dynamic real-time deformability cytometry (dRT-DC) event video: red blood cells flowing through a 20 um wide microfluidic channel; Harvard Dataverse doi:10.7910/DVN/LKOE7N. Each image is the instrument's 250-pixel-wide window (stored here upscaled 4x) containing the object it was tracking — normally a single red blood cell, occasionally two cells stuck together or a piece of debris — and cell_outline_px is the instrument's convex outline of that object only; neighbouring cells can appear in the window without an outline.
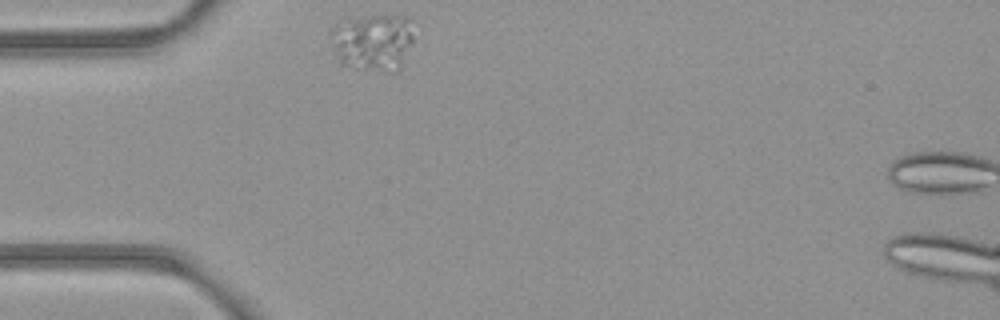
{"species": "common noctule bat (a hibernating species)", "species_latin": "Nyctalus noctula", "temperature_condition": "room temperature", "stored_images_in_passage": 2, "camera_frame_rate_fps": 3000, "um_per_image_px": 0.085, "animal": {"sex": "female", "body_mass_g": 21.9}, "frame": {"image": 1, "passage_image": 1, "time_ms": 0.0, "image_size_px": [1000, 320], "cell_outline_px": [[412, 44], [400, 68], [392, 72], [356, 68], [340, 64], [332, 32], [332, 24], [348, 16], [404, 16], [412, 36]], "centroid_in_image_um": [31.66, 3.57], "position_along_channel_um": 53.3, "area_um2": 27.22}}